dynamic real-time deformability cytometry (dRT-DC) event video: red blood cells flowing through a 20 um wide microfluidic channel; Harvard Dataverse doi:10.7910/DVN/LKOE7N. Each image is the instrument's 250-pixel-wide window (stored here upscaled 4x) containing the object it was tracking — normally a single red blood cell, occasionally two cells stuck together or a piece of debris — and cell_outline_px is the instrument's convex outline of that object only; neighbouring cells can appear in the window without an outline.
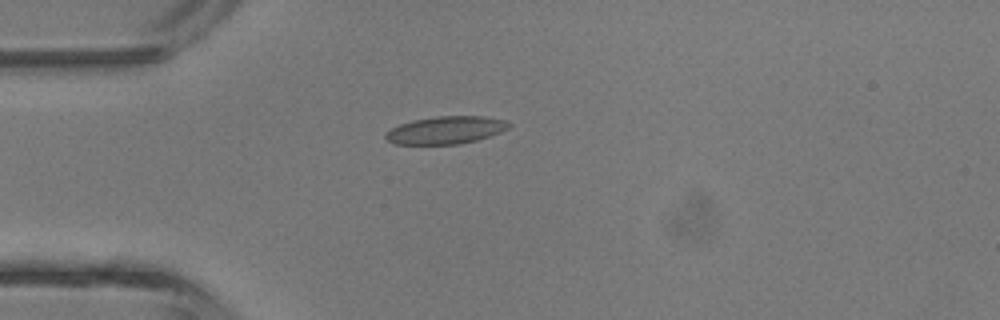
{"species": "common noctule bat (a hibernating species)", "species_latin": "Nyctalus noctula", "temperature_condition": "room temperature", "stored_images_in_passage": 3, "camera_frame_rate_fps": 3000, "um_per_image_px": 0.085, "animal": {"sex": "male", "body_mass_g": 13.3}, "frame": {"image": 1, "passage_image": 2, "time_ms": 1.333, "image_size_px": [1000, 320], "cell_outline_px": [[512, 124], [508, 128], [500, 132], [476, 140], [460, 144], [392, 144], [384, 136], [392, 128], [400, 124], [412, 120], [436, 116], [484, 116], [508, 120]], "centroid_in_image_um": [37.92, 11.05], "position_along_channel_um": 47.1, "area_um2": 19.83}}
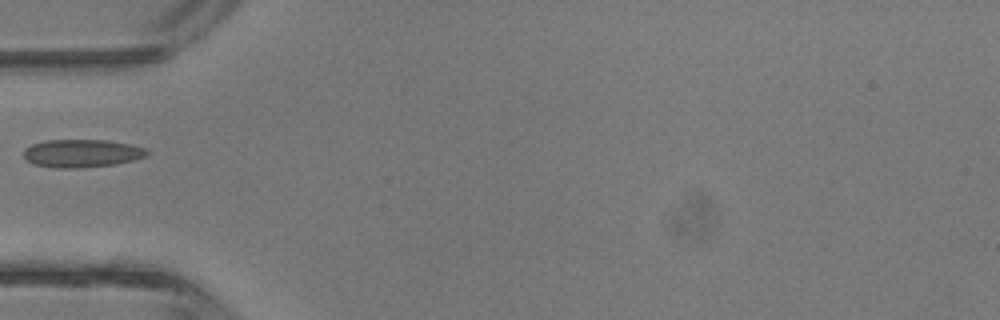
{"frame": {"image": 2, "passage_image": 3, "time_ms": 2.333, "image_size_px": [1000, 320], "cell_outline_px": [[148, 156], [116, 164], [80, 168], [52, 168], [32, 164], [24, 156], [24, 148], [32, 144], [44, 140], [108, 140], [132, 144], [144, 148], [148, 152]], "centroid_in_image_um": [6.94, 13.03], "position_along_channel_um": 78.1, "area_um2": 20.29}}